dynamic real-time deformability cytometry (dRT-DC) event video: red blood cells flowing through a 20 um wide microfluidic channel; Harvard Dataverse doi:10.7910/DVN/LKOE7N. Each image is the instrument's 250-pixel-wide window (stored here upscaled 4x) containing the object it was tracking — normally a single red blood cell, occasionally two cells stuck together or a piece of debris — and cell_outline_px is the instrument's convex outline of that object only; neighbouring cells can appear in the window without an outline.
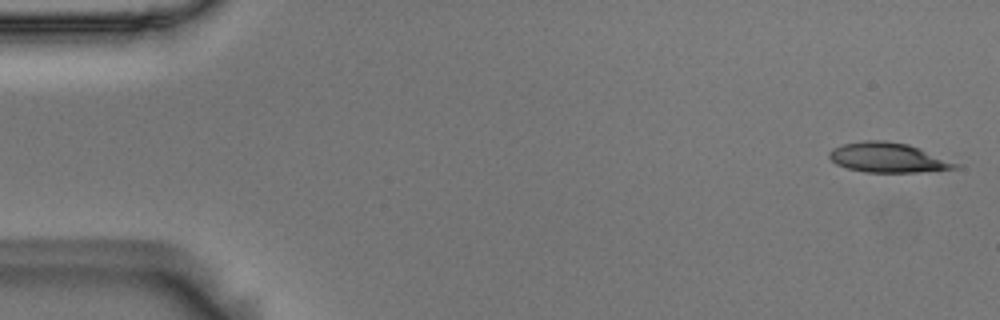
{"species": "Egyptian fruit bat (a non-hibernating species)", "species_latin": "Rousettus aegyptiacus", "temperature_condition": "room temperature", "stored_images_in_passage": 5, "camera_frame_rate_fps": 3000, "um_per_image_px": 0.085, "animal": {"sex": "male"}, "frame": {"image": 1, "passage_image": 1, "time_ms": 0.0, "image_size_px": [1000, 320], "cell_outline_px": [[960, 168], [916, 172], [864, 172], [848, 168], [836, 164], [828, 156], [828, 152], [832, 148], [844, 144], [864, 140], [884, 140], [908, 144], [920, 148], [960, 164]], "centroid_in_image_um": [75.47, 13.39], "position_along_channel_um": 9.5, "area_um2": 21.85}}
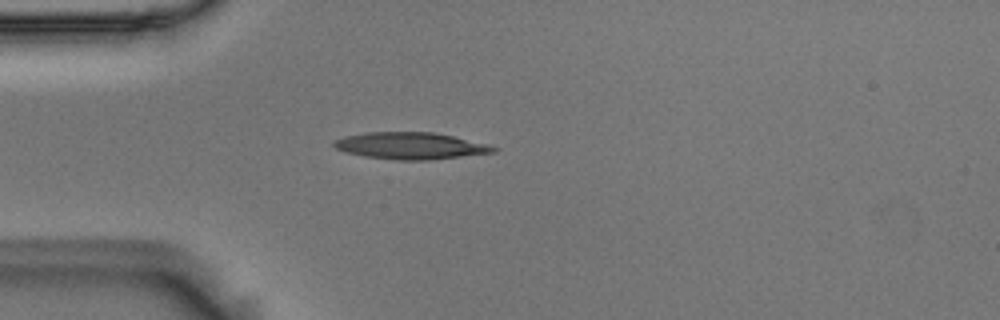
{"frame": {"image": 2, "passage_image": 5, "time_ms": 1.333, "image_size_px": [1000, 320], "cell_outline_px": [[500, 148], [496, 152], [432, 160], [396, 160], [364, 156], [344, 152], [336, 148], [332, 144], [336, 140], [344, 136], [368, 132], [436, 132], [488, 144]], "centroid_in_image_um": [34.93, 12.39], "position_along_channel_um": 50.1, "area_um2": 25.09}}